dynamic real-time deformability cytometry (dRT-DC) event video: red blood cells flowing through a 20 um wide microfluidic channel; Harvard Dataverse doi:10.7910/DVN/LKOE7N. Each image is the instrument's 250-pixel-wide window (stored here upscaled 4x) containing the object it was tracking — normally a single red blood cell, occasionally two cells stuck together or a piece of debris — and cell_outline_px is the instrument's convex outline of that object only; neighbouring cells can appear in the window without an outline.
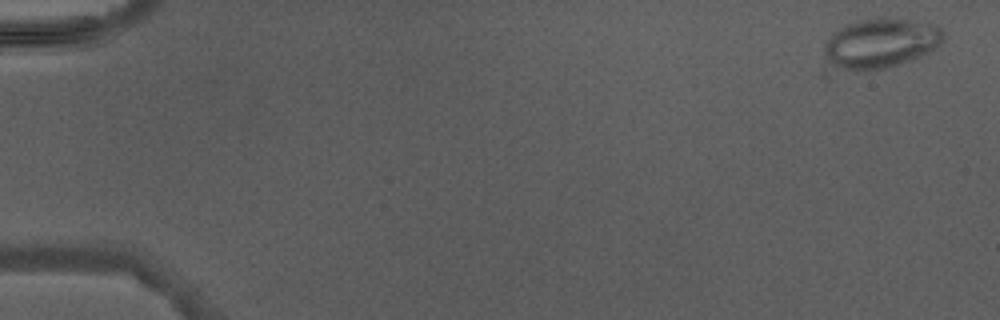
{"species": "Egyptian fruit bat (a non-hibernating species)", "species_latin": "Rousettus aegyptiacus", "temperature_condition": "warm", "stored_images_in_passage": 6, "camera_frame_rate_fps": 3000, "um_per_image_px": 0.085, "animal": {"sex": "male"}, "frame": {"image": 1, "passage_image": 1, "time_ms": 0.0, "image_size_px": [1000, 320], "cell_outline_px": [[944, 36], [940, 44], [936, 48], [928, 52], [908, 60], [884, 68], [844, 68], [836, 64], [824, 52], [824, 44], [840, 28], [856, 20], [908, 20], [932, 24], [940, 28], [944, 32]], "centroid_in_image_um": [74.92, 3.64], "position_along_channel_um": 10.1, "area_um2": 32.43}}